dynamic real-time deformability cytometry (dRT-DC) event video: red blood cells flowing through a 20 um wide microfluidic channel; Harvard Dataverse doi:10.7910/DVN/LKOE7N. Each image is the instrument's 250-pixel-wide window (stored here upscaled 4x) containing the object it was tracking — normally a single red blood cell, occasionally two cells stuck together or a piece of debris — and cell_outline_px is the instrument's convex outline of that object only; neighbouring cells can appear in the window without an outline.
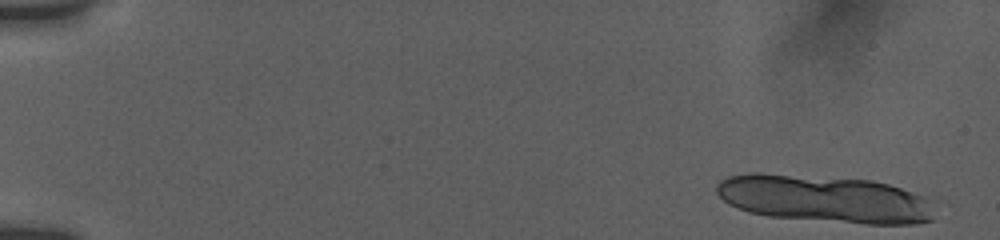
{"species": "human", "species_latin": "Homo sapiens", "temperature_condition": "room temperature", "stored_images_in_passage": 37, "segment_of_instrument_passage": [1, 2], "camera_frame_rate_fps": 3000, "um_per_image_px": 0.085, "donor": {"sex": "female"}, "frame": {"image": 1, "passage_image": 1, "time_ms": 0.0, "image_size_px": [1000, 240], "cell_outline_px": [[932, 220], [916, 224], [864, 224], [768, 216], [748, 212], [736, 208], [728, 204], [716, 192], [716, 184], [720, 180], [728, 176], [752, 172], [760, 172], [872, 180], [888, 184], [924, 196], [932, 200]], "centroid_in_image_um": [70.06, 16.9], "position_along_channel_um": 14.9, "area_um2": 60.63}}